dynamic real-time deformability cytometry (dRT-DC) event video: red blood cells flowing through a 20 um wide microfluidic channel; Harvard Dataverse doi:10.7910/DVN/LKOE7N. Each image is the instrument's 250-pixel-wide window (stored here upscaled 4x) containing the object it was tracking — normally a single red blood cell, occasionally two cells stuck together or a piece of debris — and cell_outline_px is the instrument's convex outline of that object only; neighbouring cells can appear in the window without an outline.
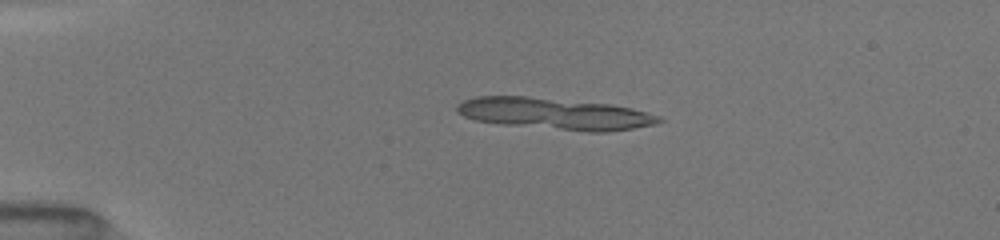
{"species": "common noctule bat (a hibernating species)", "species_latin": "Nyctalus noctula", "temperature_condition": "room temperature", "stored_images_in_passage": 16, "camera_frame_rate_fps": 3000, "um_per_image_px": 0.085, "animal": {"sex": "female", "body_mass_g": 19.5, "forearm_length_mm": 54.1}, "frame": {"image": 1, "passage_image": 12, "time_ms": 3.667, "image_size_px": [1000, 240], "cell_outline_px": [[660, 120], [648, 124], [628, 128], [564, 128], [480, 120], [468, 116], [460, 112], [456, 108], [460, 104], [468, 100], [480, 96], [524, 96], [604, 104], [628, 108], [644, 112]], "centroid_in_image_um": [47.0, 9.58], "position_along_channel_um": 38.0, "area_um2": 32.95}}